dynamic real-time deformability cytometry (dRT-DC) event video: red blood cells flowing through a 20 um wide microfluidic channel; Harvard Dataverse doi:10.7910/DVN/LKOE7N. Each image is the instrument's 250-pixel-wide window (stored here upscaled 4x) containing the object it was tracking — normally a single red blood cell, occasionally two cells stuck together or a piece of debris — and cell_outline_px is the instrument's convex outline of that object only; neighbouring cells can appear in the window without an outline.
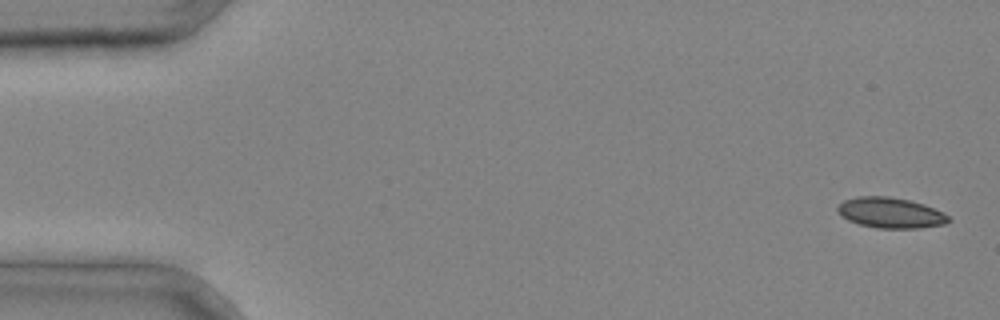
{"species": "common noctule bat (a hibernating species)", "species_latin": "Nyctalus noctula", "temperature_condition": "cold", "stored_images_in_passage": 2, "camera_frame_rate_fps": 3000, "um_per_image_px": 0.085, "animal": {"sex": "male", "body_mass_g": 20.4}, "frame": {"image": 1, "passage_image": 2, "time_ms": 0.333, "image_size_px": [1000, 320], "cell_outline_px": [[952, 220], [944, 224], [920, 228], [876, 228], [860, 224], [848, 220], [840, 216], [836, 212], [836, 208], [844, 200], [856, 196], [888, 196], [908, 200], [924, 204], [944, 212]], "centroid_in_image_um": [75.68, 18.09], "position_along_channel_um": 9.3, "area_um2": 19.88}}